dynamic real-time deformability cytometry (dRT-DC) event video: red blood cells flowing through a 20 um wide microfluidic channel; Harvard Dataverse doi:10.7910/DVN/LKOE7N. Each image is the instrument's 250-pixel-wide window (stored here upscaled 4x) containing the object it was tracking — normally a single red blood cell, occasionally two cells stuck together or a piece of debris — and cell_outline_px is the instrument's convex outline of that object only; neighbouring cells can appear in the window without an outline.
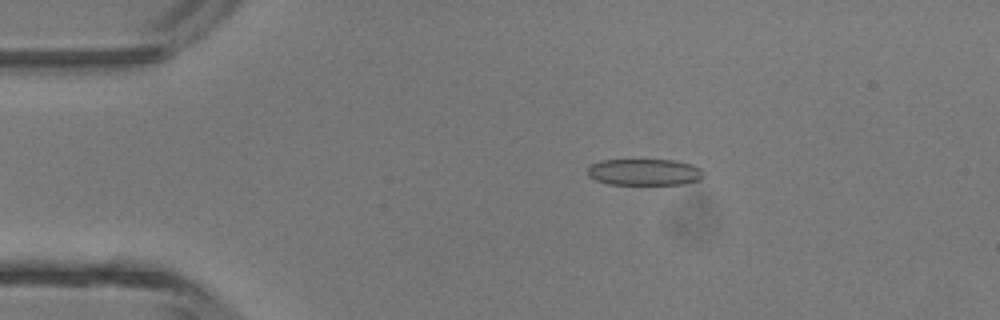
{"species": "common noctule bat (a hibernating species)", "species_latin": "Nyctalus noctula", "temperature_condition": "room temperature", "stored_images_in_passage": 4, "camera_frame_rate_fps": 3000, "um_per_image_px": 0.085, "animal": {"sex": "male", "body_mass_g": 13.3}, "frame": {"image": 1, "passage_image": 3, "time_ms": 2.333, "image_size_px": [1000, 320], "cell_outline_px": [[704, 176], [700, 180], [684, 184], [608, 184], [596, 180], [588, 176], [588, 164], [600, 160], [676, 160], [692, 164], [700, 168], [704, 172]], "centroid_in_image_um": [54.78, 14.62], "position_along_channel_um": 30.2, "area_um2": 18.15}}
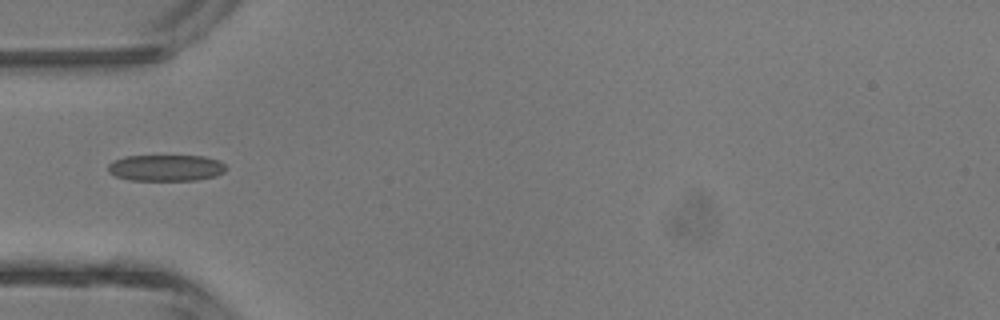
{"frame": {"image": 2, "passage_image": 4, "time_ms": 4.333, "image_size_px": [1000, 320], "cell_outline_px": [[228, 168], [224, 172], [216, 176], [196, 180], [132, 180], [116, 176], [108, 172], [108, 164], [124, 156], [204, 156], [220, 160]], "centroid_in_image_um": [14.15, 14.26], "position_along_channel_um": 70.9, "area_um2": 18.15}}